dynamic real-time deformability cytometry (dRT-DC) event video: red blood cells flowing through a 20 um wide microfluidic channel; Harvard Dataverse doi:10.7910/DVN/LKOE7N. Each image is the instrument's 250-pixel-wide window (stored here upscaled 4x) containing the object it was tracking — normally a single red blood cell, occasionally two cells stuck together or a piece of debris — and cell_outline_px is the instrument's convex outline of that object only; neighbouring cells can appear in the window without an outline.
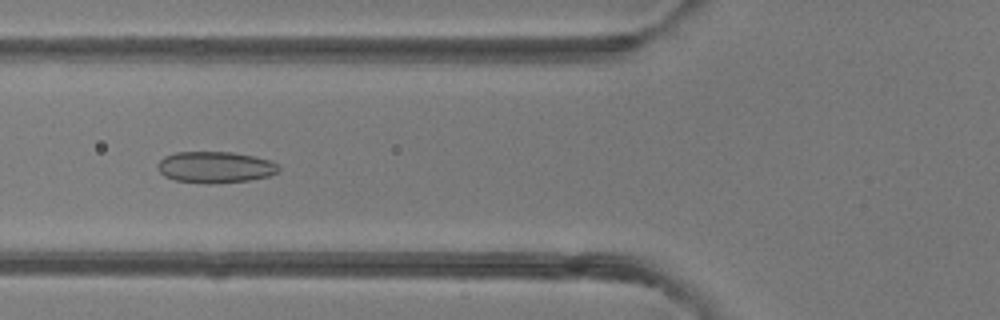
{"species": "common noctule bat (a hibernating species)", "species_latin": "Nyctalus noctula", "temperature_condition": "room temperature", "stored_images_in_passage": 48, "camera_frame_rate_fps": 3000, "um_per_image_px": 0.085, "animal": {"sex": "female"}, "frame": {"image": 1, "passage_image": 18, "time_ms": 5.667, "image_size_px": [1000, 320], "cell_outline_px": [[280, 168], [276, 172], [268, 176], [248, 180], [208, 184], [176, 180], [164, 176], [160, 172], [156, 164], [164, 156], [176, 152], [232, 152], [252, 156], [268, 160], [276, 164]], "centroid_in_image_um": [18.24, 14.21], "position_along_channel_um": 107.6, "area_um2": 21.91}}
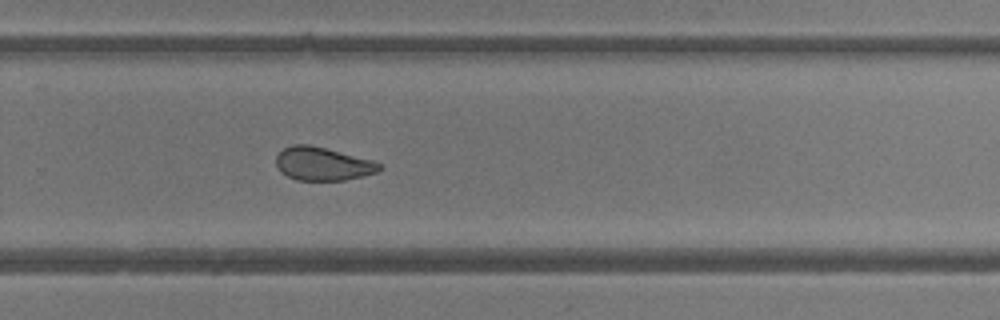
{"frame": {"image": 2, "passage_image": 32, "time_ms": 10.333, "image_size_px": [1000, 320], "cell_outline_px": [[380, 168], [376, 172], [364, 176], [344, 180], [296, 180], [280, 172], [276, 164], [276, 156], [284, 148], [292, 144], [308, 144], [372, 160], [380, 164]], "centroid_in_image_um": [27.39, 13.93], "position_along_channel_um": 302.4, "area_um2": 19.83}}
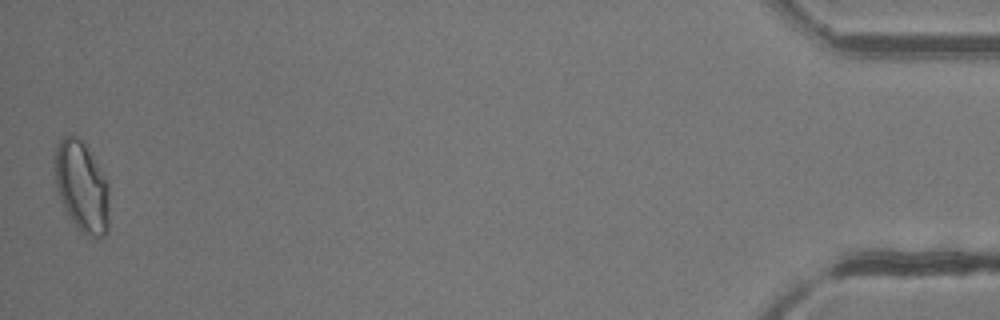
{"frame": {"image": 3, "passage_image": 48, "time_ms": 15.667, "image_size_px": [1000, 320], "cell_outline_px": [[108, 232], [104, 236], [96, 240], [84, 232], [72, 220], [64, 208], [56, 188], [56, 148], [60, 140], [64, 136], [72, 132], [84, 144], [108, 180]], "centroid_in_image_um": [6.98, 15.87], "position_along_channel_um": 428.2, "area_um2": 28.44}, "authors_computed_cell_mechanics": {"area_um2": 23.0911, "velocity_mm_per_s": 4.1701, "shape_relaxation_time_tau1_ms": null, "shape_relaxation_time_tau2_ms": 1.5546, "deformation_change_tau1": null, "deformation_change_tau2": 0.073}}